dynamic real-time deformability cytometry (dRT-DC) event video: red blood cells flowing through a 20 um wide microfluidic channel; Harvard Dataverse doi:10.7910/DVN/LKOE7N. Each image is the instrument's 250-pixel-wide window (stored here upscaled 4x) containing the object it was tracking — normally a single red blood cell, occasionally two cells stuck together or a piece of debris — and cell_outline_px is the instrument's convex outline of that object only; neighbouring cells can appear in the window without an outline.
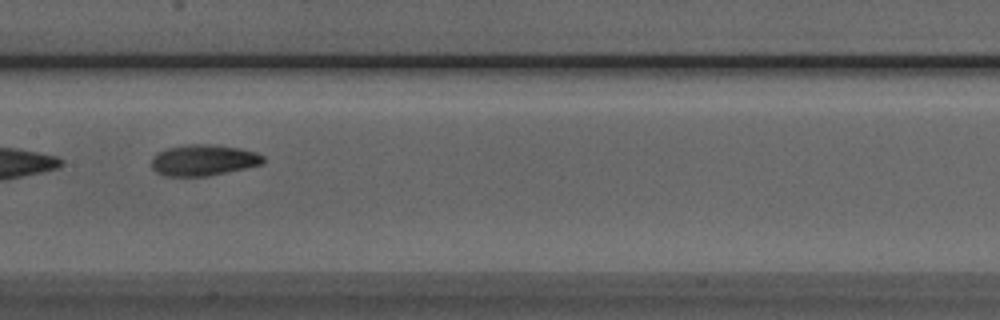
{"species": "Egyptian fruit bat (a non-hibernating species)", "species_latin": "Rousettus aegyptiacus", "temperature_condition": "room temperature", "stored_images_in_passage": 5, "camera_frame_rate_fps": 3000, "um_per_image_px": 0.085, "animal": {"sex": "male"}, "frame": {"image": 1, "passage_image": 5, "time_ms": 5.333, "image_size_px": [1000, 320], "cell_outline_px": [[264, 160], [260, 164], [244, 168], [208, 176], [164, 176], [156, 172], [152, 168], [152, 156], [156, 152], [168, 148], [188, 144], [216, 144], [240, 148], [256, 152], [264, 156]], "centroid_in_image_um": [17.26, 13.6], "position_along_channel_um": 190.1, "area_um2": 20.29}}